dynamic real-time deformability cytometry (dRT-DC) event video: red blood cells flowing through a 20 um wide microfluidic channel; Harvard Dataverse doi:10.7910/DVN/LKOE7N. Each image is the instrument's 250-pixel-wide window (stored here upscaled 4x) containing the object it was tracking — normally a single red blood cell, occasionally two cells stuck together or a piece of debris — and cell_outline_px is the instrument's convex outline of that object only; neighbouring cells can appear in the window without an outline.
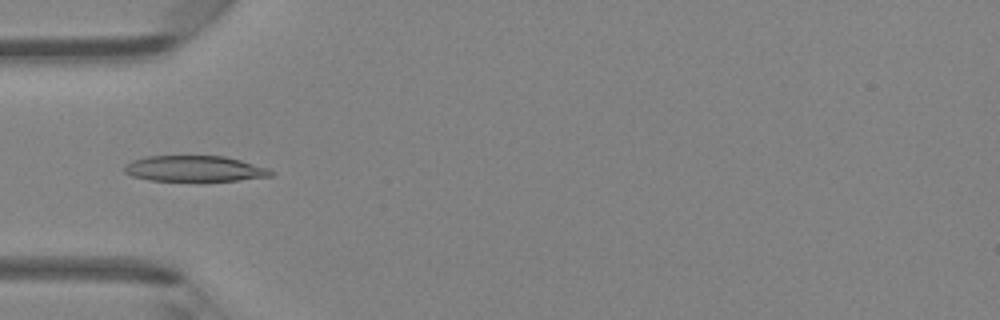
{"species": "Egyptian fruit bat (a non-hibernating species)", "species_latin": "Rousettus aegyptiacus", "temperature_condition": "room temperature", "stored_images_in_passage": 47, "camera_frame_rate_fps": 3000, "um_per_image_px": 0.085, "animal": {"sex": "female"}, "frame": {"image": 1, "passage_image": 15, "time_ms": 4.667, "image_size_px": [1000, 320], "cell_outline_px": [[276, 172], [272, 176], [204, 184], [196, 184], [148, 180], [132, 176], [124, 172], [124, 164], [132, 160], [144, 156], [224, 156], [240, 160], [268, 168]], "centroid_in_image_um": [16.52, 14.39], "position_along_channel_um": 68.5, "area_um2": 23.35}}
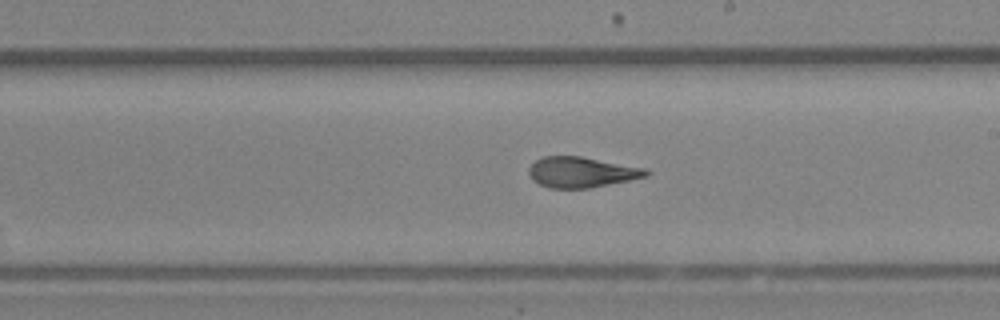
{"frame": {"image": 2, "passage_image": 27, "time_ms": 8.667, "image_size_px": [1000, 320], "cell_outline_px": [[652, 172], [648, 176], [588, 188], [552, 188], [540, 184], [532, 180], [528, 172], [528, 168], [536, 160], [544, 156], [580, 156], [648, 168]], "centroid_in_image_um": [49.45, 14.62], "position_along_channel_um": 239.5, "area_um2": 20.87}}
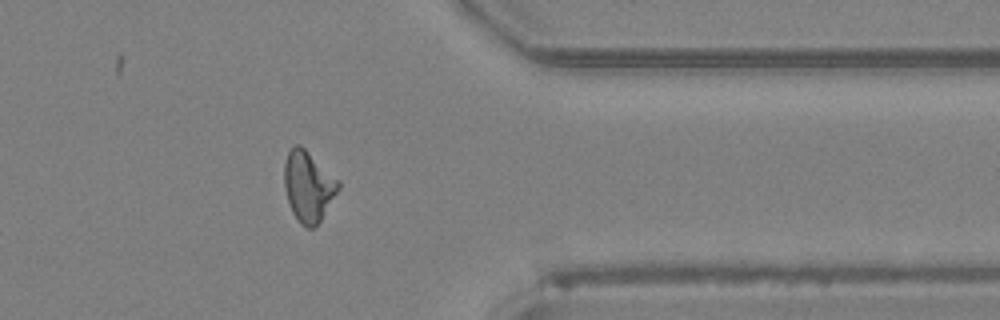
{"frame": {"image": 3, "passage_image": 38, "time_ms": 12.333, "image_size_px": [1000, 320], "cell_outline_px": [[340, 188], [316, 228], [308, 228], [300, 224], [292, 212], [284, 188], [284, 164], [288, 152], [292, 144], [300, 144], [340, 180]], "centroid_in_image_um": [26.21, 15.83], "position_along_channel_um": 385.2, "area_um2": 22.48}, "authors_computed_cell_mechanics": {"area_um2": 21.675, "velocity_mm_per_s": 4.2917, "shape_relaxation_time_tau1_ms": 10.4329, "shape_relaxation_time_tau2_ms": 1.7703, "deformation_change_tau1": 0.2909, "deformation_change_tau2": 0.0831}}